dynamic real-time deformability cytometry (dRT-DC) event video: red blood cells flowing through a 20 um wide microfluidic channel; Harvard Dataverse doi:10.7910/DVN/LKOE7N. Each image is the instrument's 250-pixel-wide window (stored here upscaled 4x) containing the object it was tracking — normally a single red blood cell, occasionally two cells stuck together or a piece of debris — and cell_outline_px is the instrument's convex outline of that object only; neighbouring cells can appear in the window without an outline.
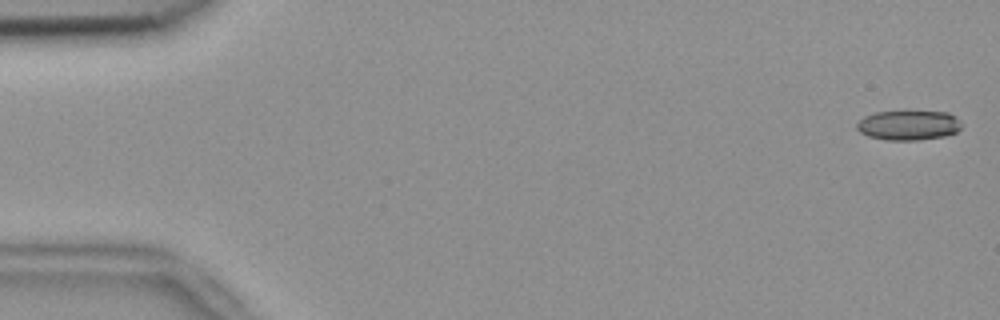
{"species": "common noctule bat (a hibernating species)", "species_latin": "Nyctalus noctula", "temperature_condition": "room temperature", "stored_images_in_passage": 55, "camera_frame_rate_fps": 3000, "um_per_image_px": 0.085, "animal": {"sex": "female", "body_mass_g": 18.4}, "frame": {"image": 1, "passage_image": 2, "time_ms": 0.333, "image_size_px": [1000, 320], "cell_outline_px": [[960, 128], [956, 132], [944, 136], [920, 140], [884, 140], [868, 136], [860, 132], [856, 128], [856, 124], [864, 116], [876, 112], [904, 108], [948, 112], [956, 116], [960, 120]], "centroid_in_image_um": [77.22, 10.59], "position_along_channel_um": 7.8, "area_um2": 19.13}}
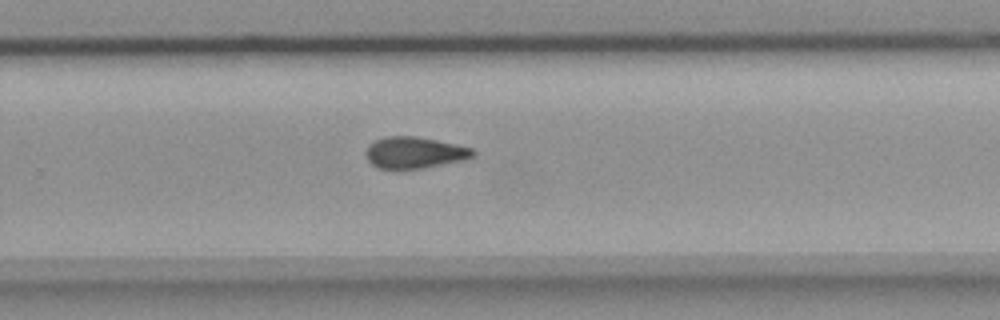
{"frame": {"image": 2, "passage_image": 36, "time_ms": 11.667, "image_size_px": [1000, 320], "cell_outline_px": [[476, 156], [464, 160], [424, 168], [380, 168], [372, 164], [368, 160], [364, 152], [368, 144], [384, 136], [416, 136], [456, 144], [472, 148], [476, 152]], "centroid_in_image_um": [35.24, 12.96], "position_along_channel_um": 294.6, "area_um2": 19.71}}
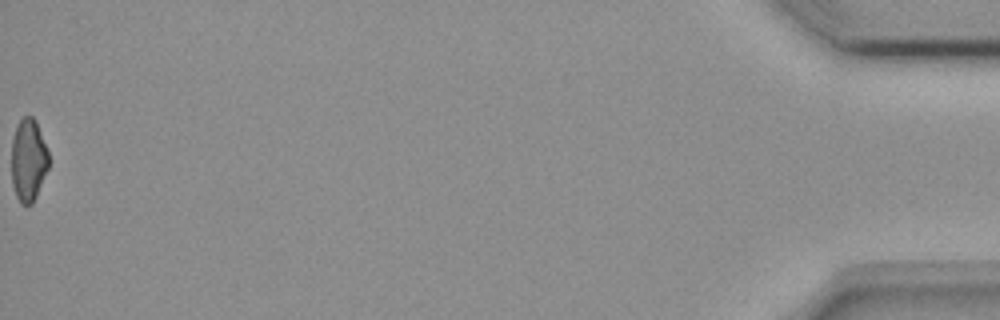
{"frame": {"image": 3, "passage_image": 55, "time_ms": 18.0, "image_size_px": [1000, 320], "cell_outline_px": [[48, 168], [36, 196], [32, 204], [20, 204], [16, 196], [12, 184], [12, 140], [16, 128], [20, 120], [24, 116], [32, 116], [36, 120], [48, 152]], "centroid_in_image_um": [2.41, 13.61], "position_along_channel_um": 432.8, "area_um2": 17.74}, "authors_computed_cell_mechanics": {"area_um2": 19.652, "velocity_mm_per_s": 3.7783, "shape_relaxation_time_tau1_ms": null, "shape_relaxation_time_tau2_ms": 5.613, "deformation_change_tau1": null, "deformation_change_tau2": 0.1298}}